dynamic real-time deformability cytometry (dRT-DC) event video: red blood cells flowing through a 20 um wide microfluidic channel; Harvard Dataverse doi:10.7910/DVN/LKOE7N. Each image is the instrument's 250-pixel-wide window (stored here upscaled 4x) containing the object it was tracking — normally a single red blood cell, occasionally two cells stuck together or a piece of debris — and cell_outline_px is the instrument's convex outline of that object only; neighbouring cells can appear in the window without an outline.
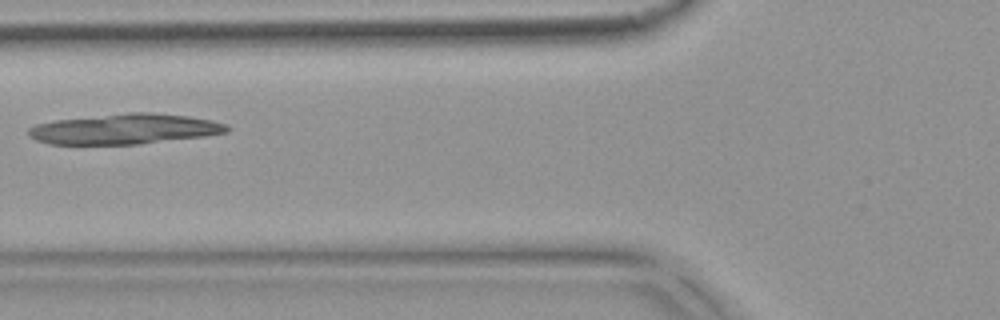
{"species": "common noctule bat (a hibernating species)", "species_latin": "Nyctalus noctula", "temperature_condition": "warm", "stored_images_in_passage": 6, "camera_frame_rate_fps": 3000, "um_per_image_px": 0.085, "animal": {"sex": "female", "body_mass_g": 18.4}, "frame": {"image": 1, "passage_image": 6, "time_ms": 1.667, "image_size_px": [1000, 320], "cell_outline_px": [[228, 132], [204, 136], [140, 144], [48, 144], [36, 140], [28, 136], [28, 128], [36, 124], [56, 120], [128, 112], [152, 112], [188, 116], [212, 120], [228, 124]], "centroid_in_image_um": [10.6, 10.96], "position_along_channel_um": 115.2, "area_um2": 35.08}}